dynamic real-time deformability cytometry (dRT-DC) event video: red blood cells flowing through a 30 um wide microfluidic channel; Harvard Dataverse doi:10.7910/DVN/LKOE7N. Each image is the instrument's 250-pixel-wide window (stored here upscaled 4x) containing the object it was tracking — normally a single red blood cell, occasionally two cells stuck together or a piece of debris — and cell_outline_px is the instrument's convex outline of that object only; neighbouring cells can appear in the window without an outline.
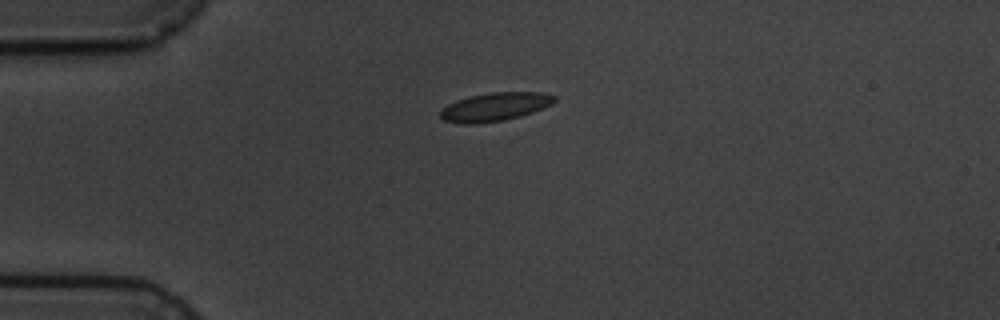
{"species": "common noctule bat (a hibernating species)", "species_latin": "Nyctalus noctula", "temperature_condition": "cold", "stored_images_in_passage": 2, "camera_frame_rate_fps": 3000, "um_per_image_px": 0.085, "animal": {"sex": "male", "body_mass_g": 19.5, "forearm_length_mm": 54.6}, "frame": {"image": 1, "passage_image": 1, "time_ms": 0.0, "image_size_px": [1000, 320], "cell_outline_px": [[556, 100], [552, 104], [532, 112], [520, 116], [504, 120], [476, 124], [460, 124], [444, 120], [440, 116], [440, 112], [448, 104], [456, 100], [468, 96], [492, 92], [540, 92], [556, 96]], "centroid_in_image_um": [42.06, 9.08], "position_along_channel_um": 42.9, "area_um2": 18.9}}